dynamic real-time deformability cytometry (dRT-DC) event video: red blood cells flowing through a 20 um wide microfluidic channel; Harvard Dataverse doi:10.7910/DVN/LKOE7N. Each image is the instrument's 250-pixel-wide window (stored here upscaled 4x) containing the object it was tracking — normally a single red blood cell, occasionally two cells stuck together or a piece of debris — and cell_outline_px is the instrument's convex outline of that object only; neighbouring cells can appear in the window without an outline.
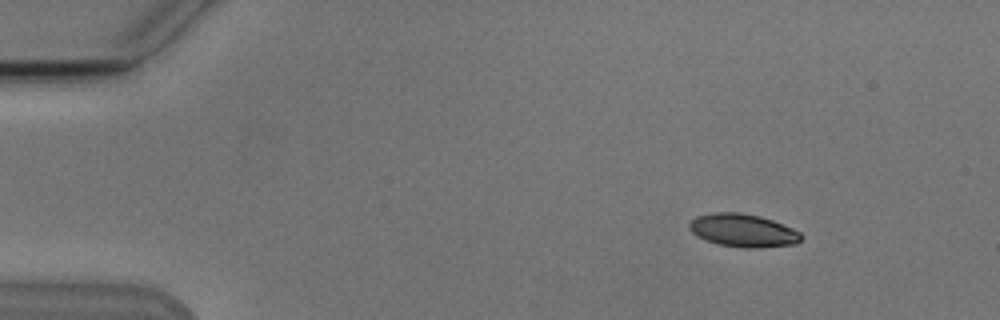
{"species": "Egyptian fruit bat (a non-hibernating species)", "species_latin": "Rousettus aegyptiacus", "temperature_condition": "cold", "stored_images_in_passage": 3, "camera_frame_rate_fps": 3000, "um_per_image_px": 0.085, "animal": {"sex": "male"}, "frame": {"image": 1, "passage_image": 1, "time_ms": 0.0, "image_size_px": [1000, 320], "cell_outline_px": [[804, 236], [796, 244], [760, 248], [740, 248], [716, 244], [696, 236], [688, 228], [688, 224], [696, 216], [712, 212], [740, 212], [760, 216], [772, 220], [792, 228], [800, 232]], "centroid_in_image_um": [63.14, 19.59], "position_along_channel_um": 21.9, "area_um2": 21.85}}